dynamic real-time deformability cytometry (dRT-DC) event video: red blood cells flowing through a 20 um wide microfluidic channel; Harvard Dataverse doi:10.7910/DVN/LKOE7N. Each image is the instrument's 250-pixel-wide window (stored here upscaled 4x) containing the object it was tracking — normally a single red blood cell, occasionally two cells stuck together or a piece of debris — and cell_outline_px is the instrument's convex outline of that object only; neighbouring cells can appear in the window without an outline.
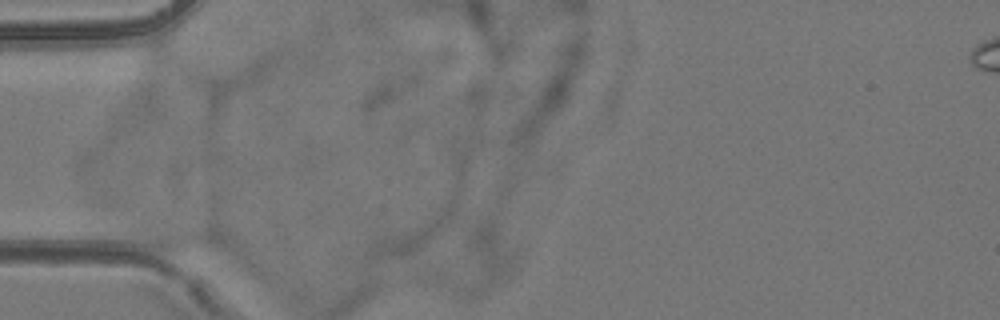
{"species": "common noctule bat (a hibernating species)", "species_latin": "Nyctalus noctula", "temperature_condition": "room temperature", "stored_images_in_passage": 3, "camera_frame_rate_fps": 3000, "um_per_image_px": 0.085, "animal": {"sex": "female", "body_mass_g": 24.6, "forearm_length_mm": 56.2}, "frame": {"image": 1, "passage_image": 1, "time_ms": 0.0, "image_size_px": [1000, 320], "cell_outline_px": [[228, 252], [172, 252], [140, 244], [128, 228], [144, 224], [208, 228], [216, 232], [224, 240], [228, 248]], "centroid_in_image_um": [15.25, 20.28], "position_along_channel_um": 69.8, "area_um2": 15.14}}